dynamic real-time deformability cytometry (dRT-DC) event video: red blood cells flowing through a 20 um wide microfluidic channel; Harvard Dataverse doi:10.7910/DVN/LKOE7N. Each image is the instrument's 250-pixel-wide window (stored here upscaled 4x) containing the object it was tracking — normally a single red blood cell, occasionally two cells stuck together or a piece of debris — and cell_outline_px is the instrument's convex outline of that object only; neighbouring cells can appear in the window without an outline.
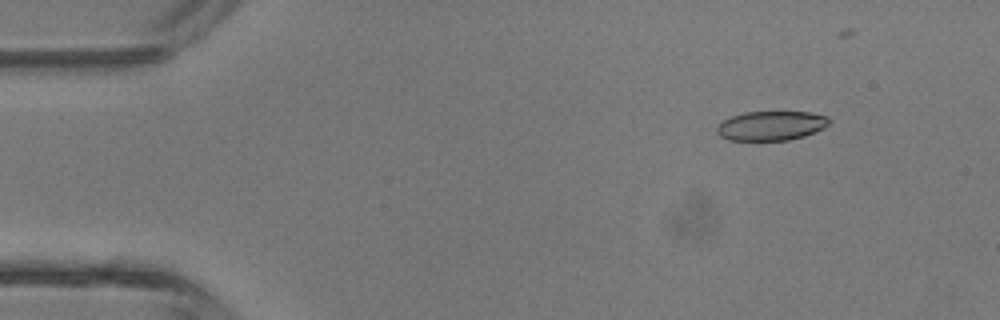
{"species": "common noctule bat (a hibernating species)", "species_latin": "Nyctalus noctula", "temperature_condition": "room temperature", "stored_images_in_passage": 5, "camera_frame_rate_fps": 3000, "um_per_image_px": 0.085, "animal": {"sex": "male", "body_mass_g": 13.3}, "frame": {"image": 1, "passage_image": 2, "time_ms": 1.333, "image_size_px": [1000, 320], "cell_outline_px": [[832, 120], [824, 128], [804, 136], [788, 140], [728, 140], [720, 136], [716, 132], [716, 128], [724, 120], [732, 116], [744, 112], [812, 112], [828, 116]], "centroid_in_image_um": [65.57, 10.68], "position_along_channel_um": 19.4, "area_um2": 19.25}}